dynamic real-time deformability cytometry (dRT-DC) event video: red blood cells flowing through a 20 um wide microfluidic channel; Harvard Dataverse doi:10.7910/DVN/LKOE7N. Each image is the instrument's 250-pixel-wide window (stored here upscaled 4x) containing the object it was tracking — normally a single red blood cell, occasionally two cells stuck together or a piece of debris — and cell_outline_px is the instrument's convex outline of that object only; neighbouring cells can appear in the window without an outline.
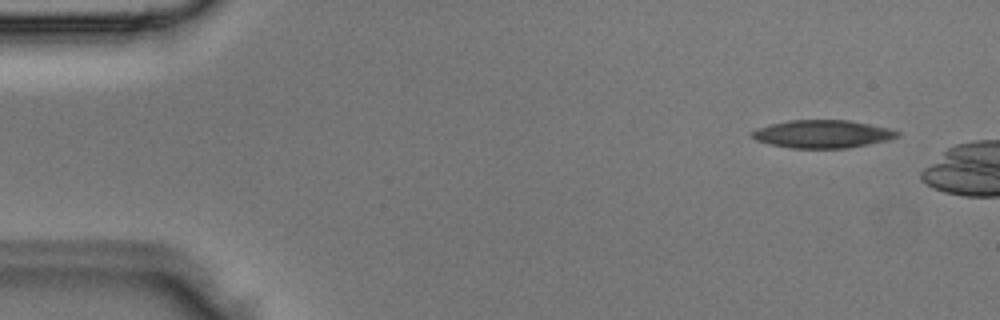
{"species": "Egyptian fruit bat (a non-hibernating species)", "species_latin": "Rousettus aegyptiacus", "temperature_condition": "room temperature", "stored_images_in_passage": 3, "camera_frame_rate_fps": 3000, "um_per_image_px": 0.085, "animal": {"sex": "male"}, "frame": {"image": 1, "passage_image": 1, "time_ms": 0.0, "image_size_px": [1000, 320], "cell_outline_px": [[900, 136], [888, 140], [848, 148], [792, 148], [768, 144], [756, 140], [752, 136], [752, 132], [756, 128], [788, 120], [848, 120], [888, 128], [900, 132]], "centroid_in_image_um": [69.91, 11.39], "position_along_channel_um": 15.1, "area_um2": 23.52}}